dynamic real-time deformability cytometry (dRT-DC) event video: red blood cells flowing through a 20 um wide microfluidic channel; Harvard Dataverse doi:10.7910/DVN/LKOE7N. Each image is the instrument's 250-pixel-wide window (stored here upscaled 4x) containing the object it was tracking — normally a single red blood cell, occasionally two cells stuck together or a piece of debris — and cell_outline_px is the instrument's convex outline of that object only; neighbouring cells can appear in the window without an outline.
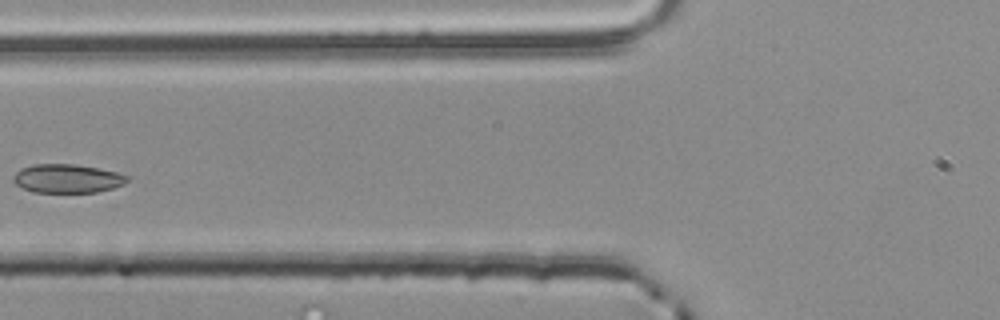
{"species": "common noctule bat (a hibernating species)", "species_latin": "Nyctalus noctula", "temperature_condition": "room temperature", "stored_images_in_passage": 3, "camera_frame_rate_fps": 3000, "um_per_image_px": 0.085, "animal": {"sex": "male", "body_mass_g": 20.4}, "frame": {"image": 1, "passage_image": 3, "time_ms": 0.667, "image_size_px": [1000, 320], "cell_outline_px": [[128, 180], [124, 184], [112, 188], [96, 192], [32, 192], [16, 184], [12, 180], [12, 176], [20, 168], [32, 164], [76, 164], [100, 168], [116, 172], [128, 176]], "centroid_in_image_um": [5.69, 15.16], "position_along_channel_um": 120.1, "area_um2": 19.13}}